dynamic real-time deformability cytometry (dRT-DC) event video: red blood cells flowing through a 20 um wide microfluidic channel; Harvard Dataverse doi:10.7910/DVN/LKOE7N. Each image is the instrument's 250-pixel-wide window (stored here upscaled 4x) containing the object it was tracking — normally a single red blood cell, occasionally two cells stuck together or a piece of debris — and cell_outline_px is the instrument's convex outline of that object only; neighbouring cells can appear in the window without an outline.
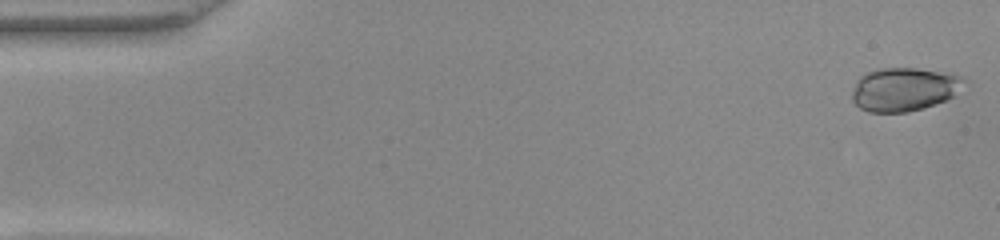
{"species": "common noctule bat (a hibernating species)", "species_latin": "Nyctalus noctula", "temperature_condition": "warm", "stored_images_in_passage": 46, "camera_frame_rate_fps": 3000, "um_per_image_px": 0.085, "animal": {"sex": "female", "body_mass_g": 22.0, "forearm_length_mm": 56.7}, "frame": {"image": 1, "passage_image": 1, "time_ms": 0.0, "image_size_px": [1000, 240], "cell_outline_px": [[968, 80], [952, 96], [944, 100], [924, 108], [908, 112], [868, 112], [860, 108], [852, 100], [852, 92], [856, 80], [860, 76], [876, 68], [916, 68], [952, 72]], "centroid_in_image_um": [76.84, 7.57], "position_along_channel_um": 8.2, "area_um2": 28.61}}
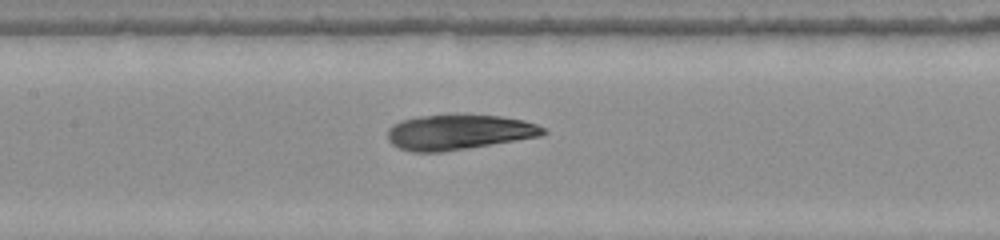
{"frame": {"image": 2, "passage_image": 23, "time_ms": 7.333, "image_size_px": [1000, 240], "cell_outline_px": [[548, 132], [540, 136], [468, 148], [440, 152], [412, 152], [400, 148], [392, 144], [388, 140], [388, 128], [392, 124], [400, 120], [416, 116], [500, 116], [524, 120], [536, 124], [544, 128]], "centroid_in_image_um": [38.96, 11.24], "position_along_channel_um": 168.4, "area_um2": 31.44}}
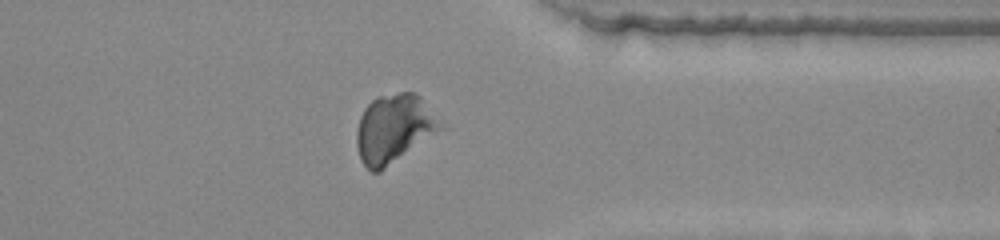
{"frame": {"image": 3, "passage_image": 39, "time_ms": 12.667, "image_size_px": [1000, 240], "cell_outline_px": [[440, 128], [380, 172], [372, 172], [360, 160], [356, 144], [356, 132], [360, 116], [364, 108], [376, 96], [400, 92], [416, 92], [420, 96], [440, 124]], "centroid_in_image_um": [33.38, 10.91], "position_along_channel_um": 378.0, "area_um2": 32.54}}